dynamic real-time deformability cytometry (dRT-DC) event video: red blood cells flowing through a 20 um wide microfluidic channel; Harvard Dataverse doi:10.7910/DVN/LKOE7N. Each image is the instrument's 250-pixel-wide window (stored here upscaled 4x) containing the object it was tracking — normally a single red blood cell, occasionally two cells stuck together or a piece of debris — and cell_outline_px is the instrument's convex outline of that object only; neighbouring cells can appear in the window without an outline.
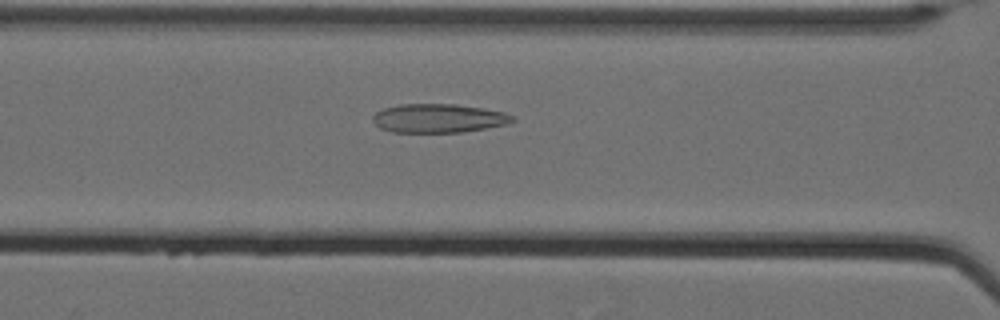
{"species": "Egyptian fruit bat (a non-hibernating species)", "species_latin": "Rousettus aegyptiacus", "temperature_condition": "cold", "stored_images_in_passage": 61, "camera_frame_rate_fps": 3000, "um_per_image_px": 0.085, "animal": {"sex": "female"}, "frame": {"image": 1, "passage_image": 30, "time_ms": 9.667, "image_size_px": [1000, 320], "cell_outline_px": [[516, 120], [504, 124], [484, 128], [460, 132], [392, 132], [380, 128], [372, 120], [372, 116], [376, 112], [384, 108], [400, 104], [456, 104], [484, 108], [504, 112], [512, 116]], "centroid_in_image_um": [37.24, 10.04], "position_along_channel_um": 129.4, "area_um2": 23.29}}
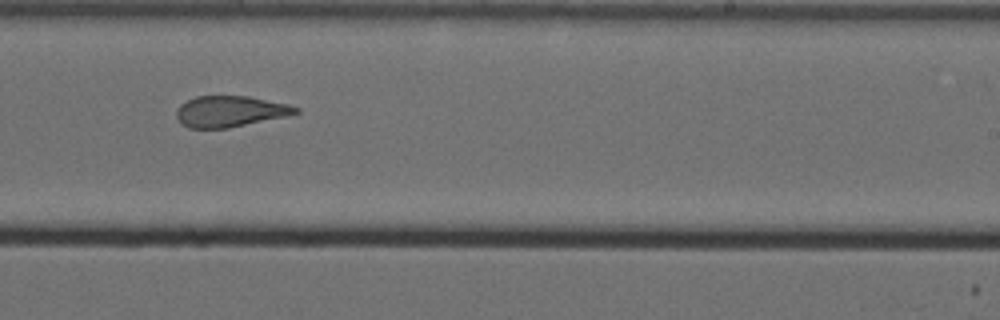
{"frame": {"image": 2, "passage_image": 42, "time_ms": 13.667, "image_size_px": [1000, 320], "cell_outline_px": [[300, 112], [288, 116], [228, 128], [188, 128], [180, 124], [176, 116], [176, 112], [180, 104], [196, 96], [248, 96], [288, 104], [300, 108]], "centroid_in_image_um": [19.56, 9.47], "position_along_channel_um": 269.4, "area_um2": 21.68}}
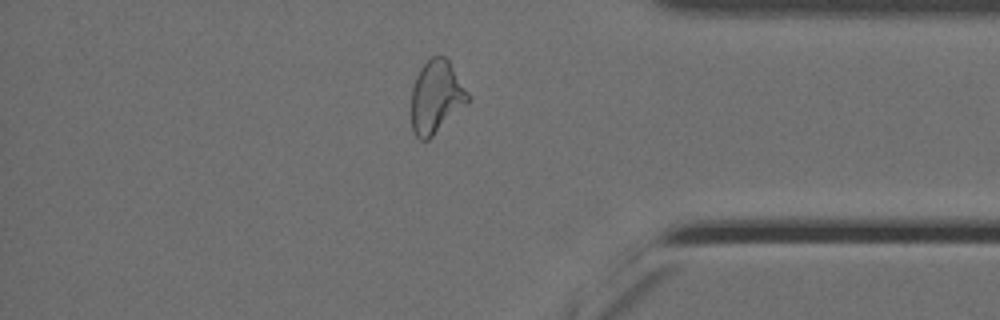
{"frame": {"image": 3, "passage_image": 54, "time_ms": 17.667, "image_size_px": [1000, 320], "cell_outline_px": [[472, 100], [468, 104], [428, 140], [420, 140], [412, 132], [412, 88], [416, 76], [420, 68], [432, 56], [444, 56], [448, 60], [468, 92]], "centroid_in_image_um": [37.09, 8.26], "position_along_channel_um": 398.1, "area_um2": 24.04}, "authors_computed_cell_mechanics": {"area_um2": 26.2412, "velocity_mm_per_s": 3.5007, "shape_relaxation_time_tau1_ms": null, "shape_relaxation_time_tau2_ms": 2.1264, "deformation_change_tau1": null, "deformation_change_tau2": 0.1173}}